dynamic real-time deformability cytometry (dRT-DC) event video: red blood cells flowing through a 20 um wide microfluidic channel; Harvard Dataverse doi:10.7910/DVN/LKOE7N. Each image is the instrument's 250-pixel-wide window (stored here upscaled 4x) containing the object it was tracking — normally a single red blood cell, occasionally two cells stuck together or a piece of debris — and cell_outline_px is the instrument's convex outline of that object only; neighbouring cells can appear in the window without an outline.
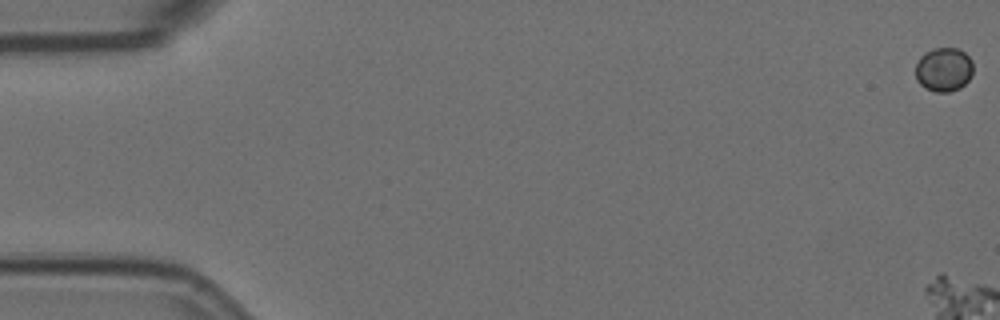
{"species": "Egyptian fruit bat (a non-hibernating species)", "species_latin": "Rousettus aegyptiacus", "temperature_condition": "room temperature", "stored_images_in_passage": 7, "camera_frame_rate_fps": 3000, "um_per_image_px": 0.085, "animal": {"sex": "female"}, "frame": {"image": 1, "passage_image": 1, "time_ms": 0.0, "image_size_px": [1000, 320], "cell_outline_px": [[972, 76], [960, 88], [948, 92], [936, 92], [924, 88], [916, 80], [916, 64], [920, 56], [924, 52], [932, 48], [956, 48], [964, 52], [972, 60]], "centroid_in_image_um": [80.2, 5.91], "position_along_channel_um": 4.8, "area_um2": 14.91}}